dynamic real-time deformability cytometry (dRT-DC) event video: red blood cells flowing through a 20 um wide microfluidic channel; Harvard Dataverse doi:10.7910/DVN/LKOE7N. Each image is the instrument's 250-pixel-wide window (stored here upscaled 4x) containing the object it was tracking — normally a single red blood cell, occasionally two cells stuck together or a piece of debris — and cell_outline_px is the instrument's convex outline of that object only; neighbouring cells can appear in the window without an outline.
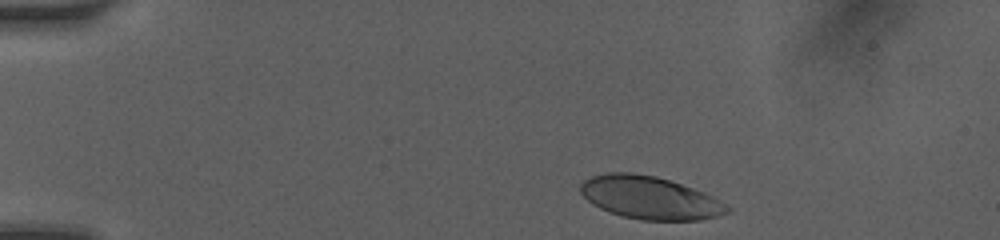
{"species": "human", "species_latin": "Homo sapiens", "temperature_condition": "room temperature", "stored_images_in_passage": 39, "camera_frame_rate_fps": 3000, "um_per_image_px": 0.085, "donor": {"sex": "female"}, "frame": {"image": 1, "passage_image": 2, "time_ms": 0.333, "image_size_px": [1000, 240], "cell_outline_px": [[732, 212], [700, 220], [640, 220], [608, 212], [592, 204], [580, 192], [580, 184], [584, 180], [592, 176], [604, 172], [632, 172], [656, 176], [704, 192], [712, 196], [732, 208]], "centroid_in_image_um": [55.22, 16.8], "position_along_channel_um": 29.8, "area_um2": 36.65}}
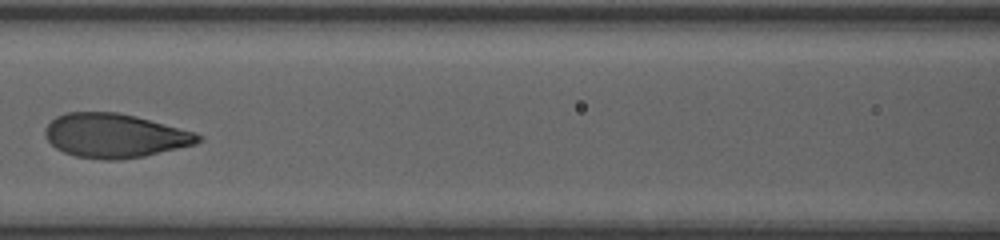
{"frame": {"image": 2, "passage_image": 19, "time_ms": 5.333, "image_size_px": [1000, 240], "cell_outline_px": [[204, 140], [196, 144], [144, 156], [116, 160], [104, 160], [76, 156], [64, 152], [56, 148], [44, 136], [44, 128], [56, 116], [68, 112], [116, 112], [136, 116], [196, 132], [204, 136]], "centroid_in_image_um": [9.78, 11.53], "position_along_channel_um": 156.8, "area_um2": 39.42}}
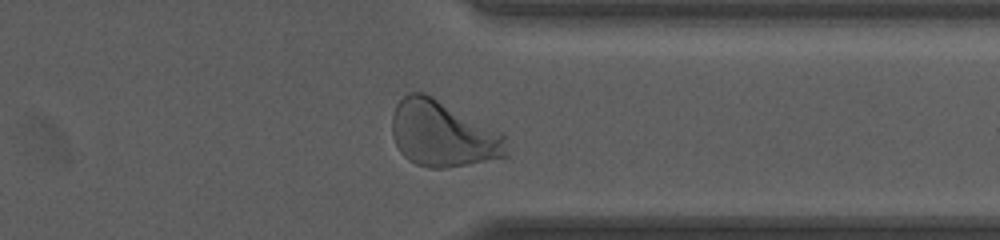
{"frame": {"image": 3, "passage_image": 34, "time_ms": 10.667, "image_size_px": [1000, 240], "cell_outline_px": [[508, 156], [468, 164], [444, 168], [428, 168], [416, 164], [408, 160], [400, 152], [392, 136], [392, 116], [396, 104], [408, 92], [424, 92], [504, 132], [508, 152]], "centroid_in_image_um": [37.65, 11.37], "position_along_channel_um": 373.8, "area_um2": 44.39}, "authors_computed_cell_mechanics": {"area_um2": 39.4196, "velocity_mm_per_s": 4.0927, "shape_relaxation_time_tau1_ms": 2.7376, "shape_relaxation_time_tau2_ms": null, "deformation_change_tau1": 0.1602, "deformation_change_tau2": null}}